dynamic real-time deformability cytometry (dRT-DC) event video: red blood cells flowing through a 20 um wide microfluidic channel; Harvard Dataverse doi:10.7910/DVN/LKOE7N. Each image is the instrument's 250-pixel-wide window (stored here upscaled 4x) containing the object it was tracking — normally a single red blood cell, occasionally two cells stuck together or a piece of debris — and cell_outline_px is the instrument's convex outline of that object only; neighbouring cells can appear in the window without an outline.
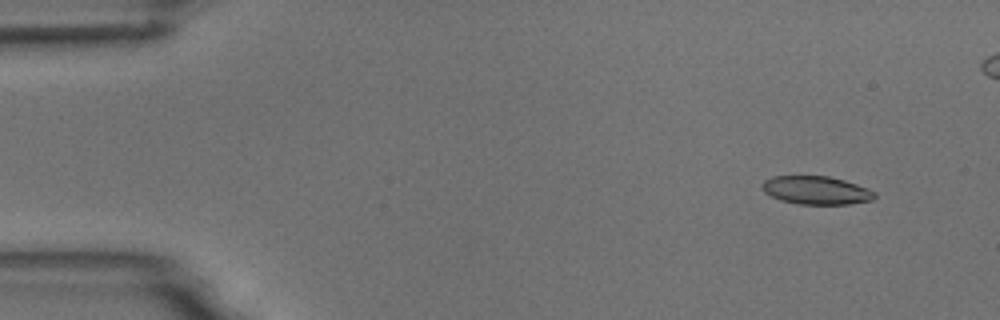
{"species": "common noctule bat (a hibernating species)", "species_latin": "Nyctalus noctula", "temperature_condition": "room temperature", "stored_images_in_passage": 6, "camera_frame_rate_fps": 3000, "um_per_image_px": 0.085, "animal": {"sex": "male", "body_mass_g": 18.8}, "frame": {"image": 1, "passage_image": 2, "time_ms": 1.333, "image_size_px": [1000, 320], "cell_outline_px": [[876, 196], [872, 200], [848, 204], [800, 204], [780, 200], [764, 192], [760, 188], [760, 184], [764, 180], [772, 176], [828, 176], [844, 180], [868, 188], [876, 192]], "centroid_in_image_um": [69.35, 16.17], "position_along_channel_um": 15.6, "area_um2": 18.61}}